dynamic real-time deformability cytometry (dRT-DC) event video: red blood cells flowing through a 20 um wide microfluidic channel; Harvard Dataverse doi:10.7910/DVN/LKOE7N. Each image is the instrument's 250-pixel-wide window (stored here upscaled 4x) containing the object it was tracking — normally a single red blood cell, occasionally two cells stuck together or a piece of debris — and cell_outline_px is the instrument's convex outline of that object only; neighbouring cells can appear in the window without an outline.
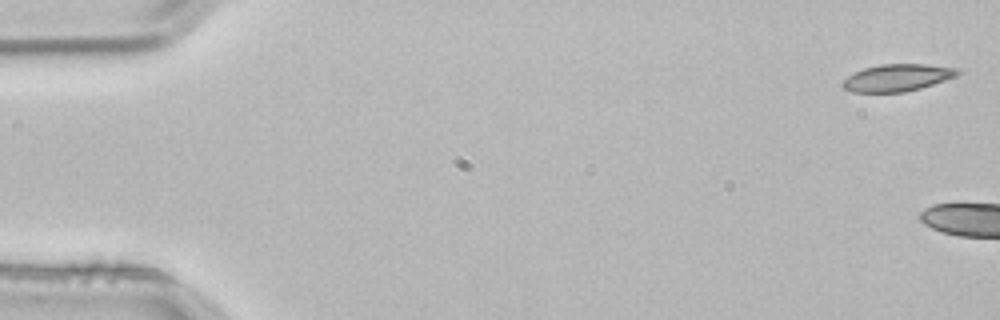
{"species": "common noctule bat (a hibernating species)", "species_latin": "Nyctalus noctula", "temperature_condition": "room temperature", "stored_images_in_passage": 4, "segment_of_instrument_passage": [2, 2], "camera_frame_rate_fps": 3000, "um_per_image_px": 0.085, "animal": {"sex": "male", "body_mass_g": 21.5, "forearm_length_mm": 52.0}, "frame": {"image": 1, "passage_image": 4, "time_ms": 1.0, "image_size_px": [1000, 320], "cell_outline_px": [[964, 72], [956, 76], [920, 88], [904, 92], [852, 92], [844, 88], [840, 84], [848, 76], [864, 68], [880, 64], [924, 64], [960, 68]], "centroid_in_image_um": [76.3, 6.59], "position_along_channel_um": 8.7, "area_um2": 18.15}}